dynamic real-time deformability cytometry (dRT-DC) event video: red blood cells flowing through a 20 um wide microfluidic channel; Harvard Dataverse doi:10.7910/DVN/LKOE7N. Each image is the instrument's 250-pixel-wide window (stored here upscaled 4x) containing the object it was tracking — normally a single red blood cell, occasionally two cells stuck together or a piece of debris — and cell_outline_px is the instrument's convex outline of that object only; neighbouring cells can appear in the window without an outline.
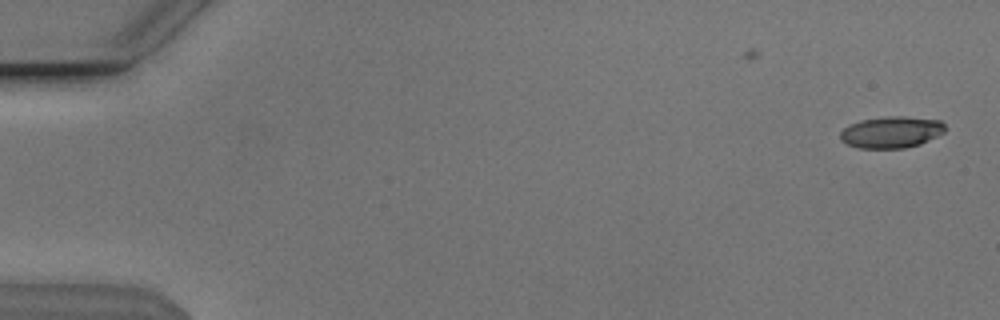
{"species": "Egyptian fruit bat (a non-hibernating species)", "species_latin": "Rousettus aegyptiacus", "temperature_condition": "cold", "stored_images_in_passage": 3, "camera_frame_rate_fps": 3000, "um_per_image_px": 0.085, "animal": {"sex": "male"}, "frame": {"image": 1, "passage_image": 1, "time_ms": 0.0, "image_size_px": [1000, 320], "cell_outline_px": [[944, 132], [920, 144], [904, 148], [860, 148], [848, 144], [840, 140], [840, 132], [844, 128], [860, 120], [888, 116], [904, 116], [940, 120], [944, 124]], "centroid_in_image_um": [75.75, 11.23], "position_along_channel_um": 9.2, "area_um2": 19.13}}